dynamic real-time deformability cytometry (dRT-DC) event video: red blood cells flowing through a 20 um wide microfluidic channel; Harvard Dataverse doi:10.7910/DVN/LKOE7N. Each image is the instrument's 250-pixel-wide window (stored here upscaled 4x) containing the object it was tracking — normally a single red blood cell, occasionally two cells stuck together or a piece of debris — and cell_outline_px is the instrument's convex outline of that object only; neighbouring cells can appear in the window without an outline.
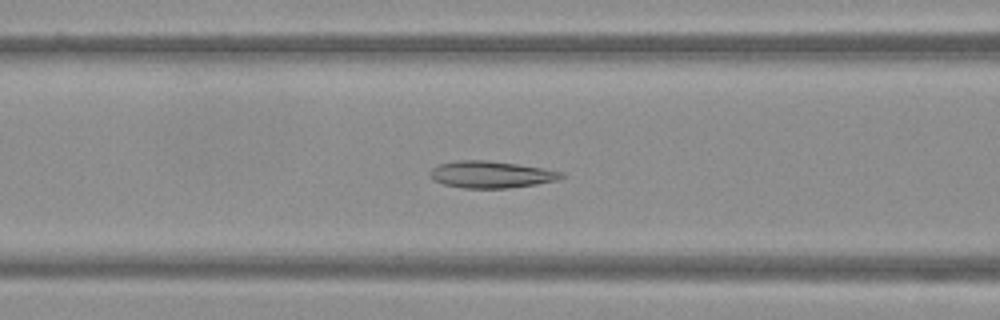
{"species": "Egyptian fruit bat (a non-hibernating species)", "species_latin": "Rousettus aegyptiacus", "temperature_condition": "warm", "stored_images_in_passage": 50, "camera_frame_rate_fps": 3000, "um_per_image_px": 0.085, "frame": {"image": 1, "passage_image": 21, "time_ms": 6.667, "image_size_px": [1000, 320], "cell_outline_px": [[564, 176], [556, 180], [536, 184], [508, 188], [460, 188], [444, 184], [432, 180], [428, 176], [428, 172], [436, 164], [456, 160], [488, 160], [516, 164], [564, 172]], "centroid_in_image_um": [41.64, 14.83], "position_along_channel_um": 125.0, "area_um2": 20.69}}
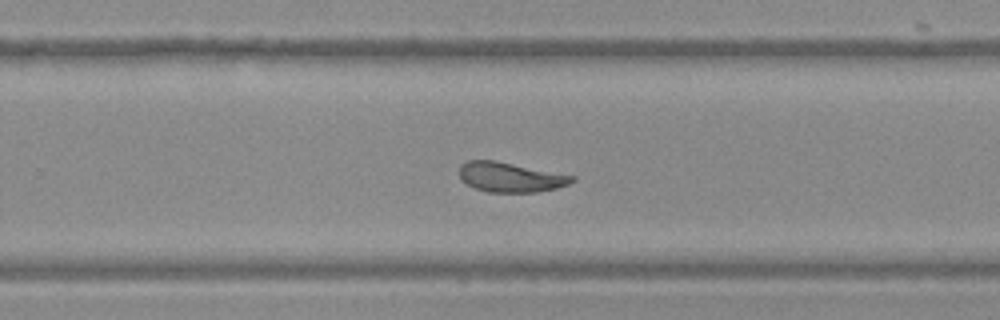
{"frame": {"image": 2, "passage_image": 33, "time_ms": 10.667, "image_size_px": [1000, 320], "cell_outline_px": [[576, 180], [568, 184], [556, 188], [536, 192], [488, 192], [476, 188], [460, 180], [460, 164], [468, 160], [496, 160], [576, 176]], "centroid_in_image_um": [43.39, 15.05], "position_along_channel_um": 286.4, "area_um2": 19.59}}
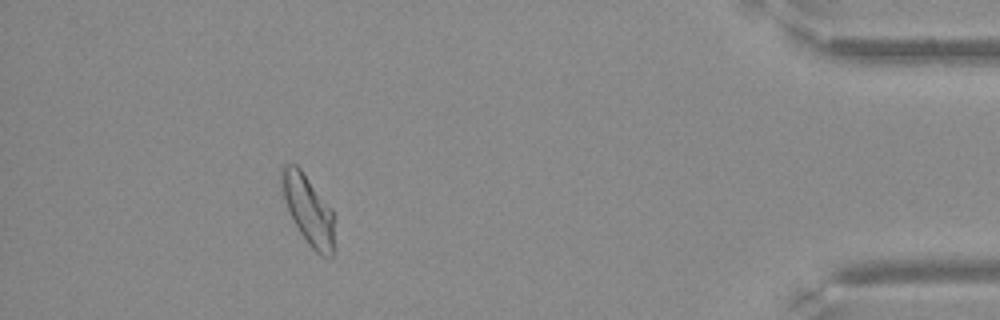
{"frame": {"image": 3, "passage_image": 46, "time_ms": 15.0, "image_size_px": [1000, 320], "cell_outline_px": [[336, 252], [332, 256], [320, 256], [308, 244], [300, 232], [288, 208], [280, 188], [280, 168], [284, 164], [296, 164], [300, 168], [332, 208], [336, 220]], "centroid_in_image_um": [26.27, 17.87], "position_along_channel_um": 408.9, "area_um2": 22.02}}